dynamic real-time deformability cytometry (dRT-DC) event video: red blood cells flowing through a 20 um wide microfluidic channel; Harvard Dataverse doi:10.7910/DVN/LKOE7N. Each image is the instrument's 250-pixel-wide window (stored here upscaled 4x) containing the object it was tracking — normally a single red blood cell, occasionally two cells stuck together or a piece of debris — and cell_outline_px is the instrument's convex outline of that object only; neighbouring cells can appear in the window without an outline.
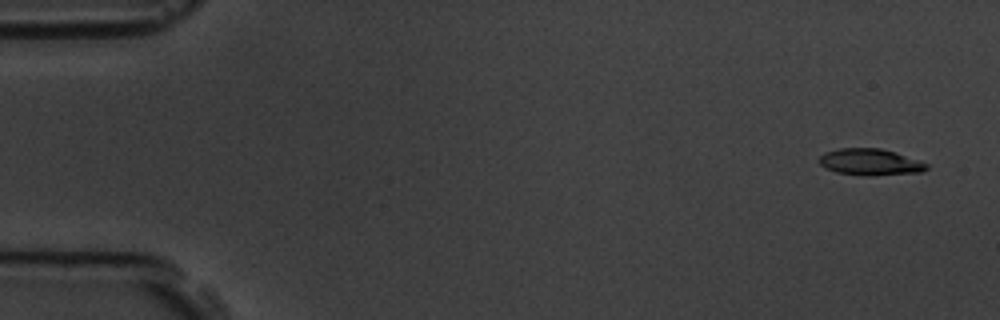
{"species": "common noctule bat (a hibernating species)", "species_latin": "Nyctalus noctula", "temperature_condition": "room temperature", "stored_images_in_passage": 4, "camera_frame_rate_fps": 3000, "um_per_image_px": 0.085, "animal": {"sex": "male", "body_mass_g": 19.5, "forearm_length_mm": 54.6}, "frame": {"image": 1, "passage_image": 1, "time_ms": 0.0, "image_size_px": [1000, 320], "cell_outline_px": [[928, 168], [920, 172], [872, 176], [868, 176], [836, 172], [820, 164], [816, 160], [824, 152], [840, 148], [880, 148], [896, 152], [920, 160], [928, 164]], "centroid_in_image_um": [73.97, 13.77], "position_along_channel_um": 11.0, "area_um2": 16.7}}
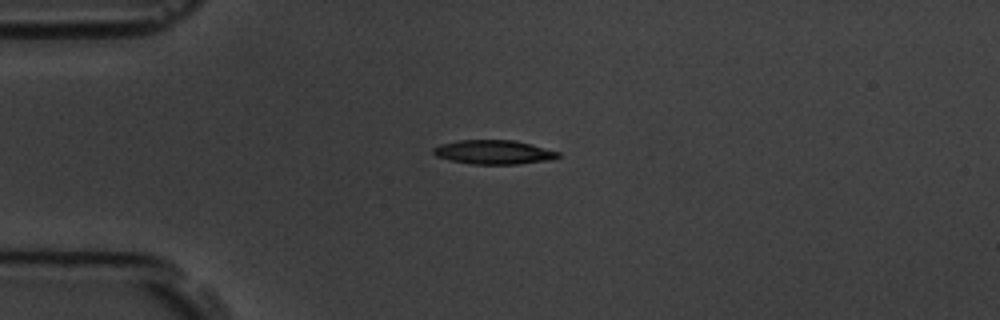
{"frame": {"image": 2, "passage_image": 4, "time_ms": 3.667, "image_size_px": [1000, 320], "cell_outline_px": [[560, 156], [552, 160], [516, 164], [472, 164], [452, 160], [436, 156], [432, 152], [432, 148], [440, 144], [460, 140], [516, 140], [532, 144], [560, 152]], "centroid_in_image_um": [41.99, 12.93], "position_along_channel_um": 43.0, "area_um2": 17.57}}